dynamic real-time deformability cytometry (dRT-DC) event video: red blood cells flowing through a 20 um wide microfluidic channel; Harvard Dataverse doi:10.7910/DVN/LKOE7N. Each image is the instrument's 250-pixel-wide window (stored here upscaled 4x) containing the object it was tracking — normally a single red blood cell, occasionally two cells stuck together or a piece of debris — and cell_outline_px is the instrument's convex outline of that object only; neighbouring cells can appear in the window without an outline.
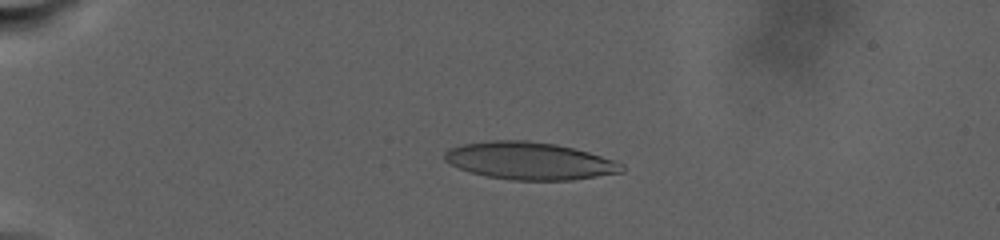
{"species": "human", "species_latin": "Homo sapiens", "temperature_condition": "warm", "stored_images_in_passage": 79, "camera_frame_rate_fps": 3000, "um_per_image_px": 0.085, "donor": {"sex": "male"}, "frame": {"image": 1, "passage_image": 19, "time_ms": 6.667, "image_size_px": [1000, 240], "cell_outline_px": [[624, 172], [572, 180], [512, 180], [488, 176], [468, 172], [444, 160], [444, 152], [448, 148], [464, 144], [488, 140], [528, 140], [556, 144], [588, 152], [624, 164]], "centroid_in_image_um": [45.0, 13.67], "position_along_channel_um": 40.0, "area_um2": 38.61}}
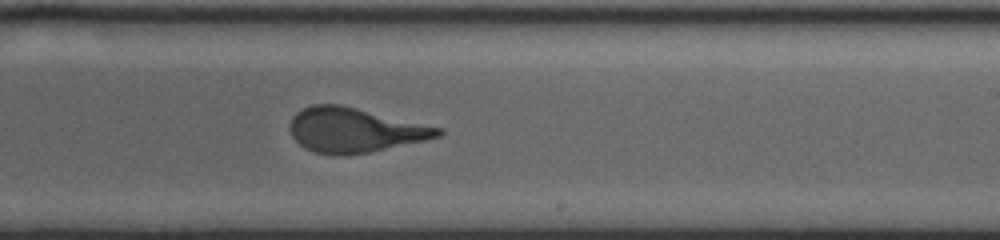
{"frame": {"image": 2, "passage_image": 50, "time_ms": 18.333, "image_size_px": [1000, 240], "cell_outline_px": [[444, 132], [440, 136], [424, 140], [368, 152], [348, 156], [332, 156], [316, 152], [304, 148], [292, 136], [288, 128], [288, 124], [292, 116], [296, 112], [312, 104], [340, 104], [444, 128]], "centroid_in_image_um": [30.1, 11.06], "position_along_channel_um": 258.9, "area_um2": 38.67}}
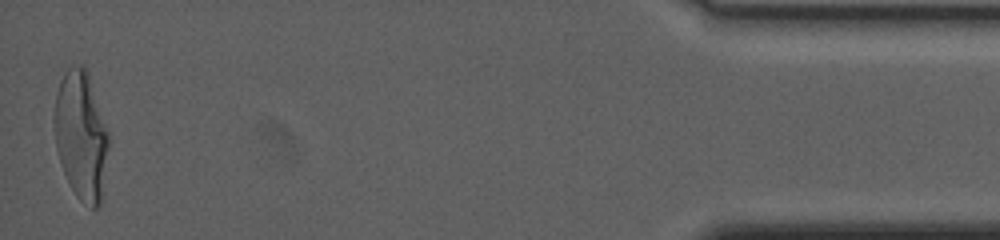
{"frame": {"image": 3, "passage_image": 79, "time_ms": 28.333, "image_size_px": [1000, 240], "cell_outline_px": [[108, 148], [104, 196], [100, 204], [96, 208], [92, 208], [80, 200], [76, 196], [64, 172], [56, 148], [56, 92], [60, 80], [68, 68], [72, 64], [84, 64], [88, 72], [108, 132]], "centroid_in_image_um": [6.93, 11.53], "position_along_channel_um": 428.3, "area_um2": 40.4}}